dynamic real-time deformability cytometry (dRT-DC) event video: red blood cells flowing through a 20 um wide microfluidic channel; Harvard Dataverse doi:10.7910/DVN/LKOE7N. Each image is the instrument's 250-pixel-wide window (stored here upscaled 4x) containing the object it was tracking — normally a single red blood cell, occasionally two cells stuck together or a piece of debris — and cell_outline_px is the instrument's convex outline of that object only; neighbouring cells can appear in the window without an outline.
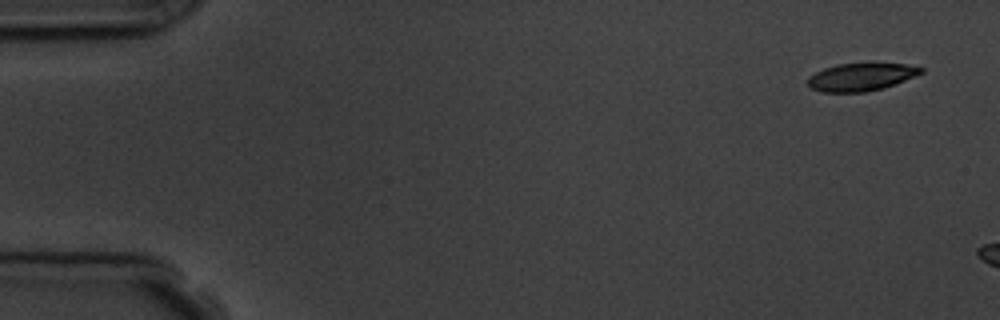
{"species": "common noctule bat (a hibernating species)", "species_latin": "Nyctalus noctula", "temperature_condition": "room temperature", "stored_images_in_passage": 2, "camera_frame_rate_fps": 3000, "um_per_image_px": 0.085, "animal": {"sex": "male", "body_mass_g": 19.5, "forearm_length_mm": 54.6}, "frame": {"image": 1, "passage_image": 1, "time_ms": 0.0, "image_size_px": [1000, 320], "cell_outline_px": [[924, 72], [884, 88], [864, 92], [820, 92], [812, 88], [808, 84], [808, 76], [824, 68], [836, 64], [904, 64], [924, 68]], "centroid_in_image_um": [73.16, 6.55], "position_along_channel_um": 11.8, "area_um2": 18.03}}